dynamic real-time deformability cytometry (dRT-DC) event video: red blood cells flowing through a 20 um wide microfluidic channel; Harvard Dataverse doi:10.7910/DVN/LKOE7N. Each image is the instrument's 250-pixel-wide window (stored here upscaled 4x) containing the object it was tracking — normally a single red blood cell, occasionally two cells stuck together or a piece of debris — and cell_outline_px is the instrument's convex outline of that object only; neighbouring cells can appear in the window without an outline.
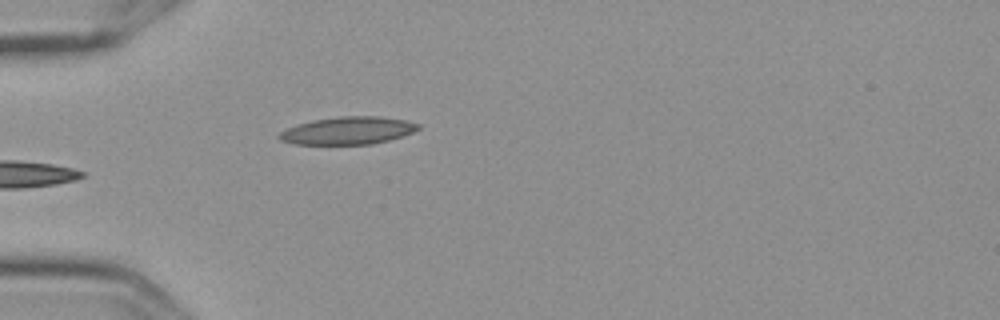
{"species": "Egyptian fruit bat (a non-hibernating species)", "species_latin": "Rousettus aegyptiacus", "temperature_condition": "cold", "stored_images_in_passage": 6, "camera_frame_rate_fps": 3000, "um_per_image_px": 0.085, "frame": {"image": 1, "passage_image": 6, "time_ms": 1.667, "image_size_px": [1000, 320], "cell_outline_px": [[420, 128], [412, 132], [388, 140], [372, 144], [296, 144], [280, 140], [276, 136], [280, 132], [288, 128], [312, 120], [340, 116], [380, 116], [404, 120], [420, 124]], "centroid_in_image_um": [29.56, 11.1], "position_along_channel_um": 55.4, "area_um2": 22.14}}